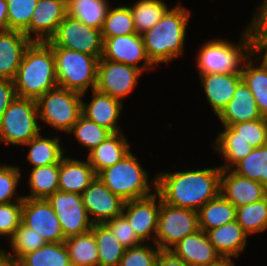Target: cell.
Wrapping results in <instances>:
<instances>
[{"mask_svg":"<svg viewBox=\"0 0 267 266\" xmlns=\"http://www.w3.org/2000/svg\"><path fill=\"white\" fill-rule=\"evenodd\" d=\"M199 230L197 211L171 206L161 199L155 244L170 250L187 235Z\"/></svg>","mask_w":267,"mask_h":266,"instance_id":"obj_9","label":"cell"},{"mask_svg":"<svg viewBox=\"0 0 267 266\" xmlns=\"http://www.w3.org/2000/svg\"><path fill=\"white\" fill-rule=\"evenodd\" d=\"M36 100L16 97L0 119V143L24 145L39 135Z\"/></svg>","mask_w":267,"mask_h":266,"instance_id":"obj_8","label":"cell"},{"mask_svg":"<svg viewBox=\"0 0 267 266\" xmlns=\"http://www.w3.org/2000/svg\"><path fill=\"white\" fill-rule=\"evenodd\" d=\"M262 1L247 27L252 35L255 62L260 60L267 65V0Z\"/></svg>","mask_w":267,"mask_h":266,"instance_id":"obj_41","label":"cell"},{"mask_svg":"<svg viewBox=\"0 0 267 266\" xmlns=\"http://www.w3.org/2000/svg\"><path fill=\"white\" fill-rule=\"evenodd\" d=\"M8 31L7 1L0 0V32Z\"/></svg>","mask_w":267,"mask_h":266,"instance_id":"obj_51","label":"cell"},{"mask_svg":"<svg viewBox=\"0 0 267 266\" xmlns=\"http://www.w3.org/2000/svg\"><path fill=\"white\" fill-rule=\"evenodd\" d=\"M236 220L248 235L267 230V196L258 202L237 207Z\"/></svg>","mask_w":267,"mask_h":266,"instance_id":"obj_38","label":"cell"},{"mask_svg":"<svg viewBox=\"0 0 267 266\" xmlns=\"http://www.w3.org/2000/svg\"><path fill=\"white\" fill-rule=\"evenodd\" d=\"M82 98L79 92L57 86L36 99L39 119L68 134L81 115Z\"/></svg>","mask_w":267,"mask_h":266,"instance_id":"obj_7","label":"cell"},{"mask_svg":"<svg viewBox=\"0 0 267 266\" xmlns=\"http://www.w3.org/2000/svg\"><path fill=\"white\" fill-rule=\"evenodd\" d=\"M156 248V249H155ZM160 248L154 243L126 248L118 266H156Z\"/></svg>","mask_w":267,"mask_h":266,"instance_id":"obj_45","label":"cell"},{"mask_svg":"<svg viewBox=\"0 0 267 266\" xmlns=\"http://www.w3.org/2000/svg\"><path fill=\"white\" fill-rule=\"evenodd\" d=\"M13 81L18 97L35 100L57 87L55 57L47 41L30 43Z\"/></svg>","mask_w":267,"mask_h":266,"instance_id":"obj_3","label":"cell"},{"mask_svg":"<svg viewBox=\"0 0 267 266\" xmlns=\"http://www.w3.org/2000/svg\"><path fill=\"white\" fill-rule=\"evenodd\" d=\"M197 214L199 229L207 232L236 220V207L219 194L204 204Z\"/></svg>","mask_w":267,"mask_h":266,"instance_id":"obj_28","label":"cell"},{"mask_svg":"<svg viewBox=\"0 0 267 266\" xmlns=\"http://www.w3.org/2000/svg\"><path fill=\"white\" fill-rule=\"evenodd\" d=\"M72 133L78 143L84 146L89 152L113 134L105 127L99 126L82 114L68 132L69 135H72Z\"/></svg>","mask_w":267,"mask_h":266,"instance_id":"obj_40","label":"cell"},{"mask_svg":"<svg viewBox=\"0 0 267 266\" xmlns=\"http://www.w3.org/2000/svg\"><path fill=\"white\" fill-rule=\"evenodd\" d=\"M0 266H15V260L2 249H0Z\"/></svg>","mask_w":267,"mask_h":266,"instance_id":"obj_52","label":"cell"},{"mask_svg":"<svg viewBox=\"0 0 267 266\" xmlns=\"http://www.w3.org/2000/svg\"><path fill=\"white\" fill-rule=\"evenodd\" d=\"M89 161L63 157L59 163V190L82 194L96 178Z\"/></svg>","mask_w":267,"mask_h":266,"instance_id":"obj_24","label":"cell"},{"mask_svg":"<svg viewBox=\"0 0 267 266\" xmlns=\"http://www.w3.org/2000/svg\"><path fill=\"white\" fill-rule=\"evenodd\" d=\"M47 200L59 218L65 239L91 231L94 223L88 215L80 194L57 190Z\"/></svg>","mask_w":267,"mask_h":266,"instance_id":"obj_11","label":"cell"},{"mask_svg":"<svg viewBox=\"0 0 267 266\" xmlns=\"http://www.w3.org/2000/svg\"><path fill=\"white\" fill-rule=\"evenodd\" d=\"M103 41V59L131 65L142 72L156 68L147 56L140 34L103 38ZM141 61H144L143 65H138Z\"/></svg>","mask_w":267,"mask_h":266,"instance_id":"obj_15","label":"cell"},{"mask_svg":"<svg viewBox=\"0 0 267 266\" xmlns=\"http://www.w3.org/2000/svg\"><path fill=\"white\" fill-rule=\"evenodd\" d=\"M22 266H71L65 243H46L39 249L23 255Z\"/></svg>","mask_w":267,"mask_h":266,"instance_id":"obj_35","label":"cell"},{"mask_svg":"<svg viewBox=\"0 0 267 266\" xmlns=\"http://www.w3.org/2000/svg\"><path fill=\"white\" fill-rule=\"evenodd\" d=\"M254 54L244 64L241 72L242 79L253 94L258 109L264 118H267V65L259 61L260 65L253 61Z\"/></svg>","mask_w":267,"mask_h":266,"instance_id":"obj_30","label":"cell"},{"mask_svg":"<svg viewBox=\"0 0 267 266\" xmlns=\"http://www.w3.org/2000/svg\"><path fill=\"white\" fill-rule=\"evenodd\" d=\"M142 71L131 65L99 59L95 89L122 101L137 86Z\"/></svg>","mask_w":267,"mask_h":266,"instance_id":"obj_12","label":"cell"},{"mask_svg":"<svg viewBox=\"0 0 267 266\" xmlns=\"http://www.w3.org/2000/svg\"><path fill=\"white\" fill-rule=\"evenodd\" d=\"M209 266H234V262L231 258H220L216 263L210 264Z\"/></svg>","mask_w":267,"mask_h":266,"instance_id":"obj_53","label":"cell"},{"mask_svg":"<svg viewBox=\"0 0 267 266\" xmlns=\"http://www.w3.org/2000/svg\"><path fill=\"white\" fill-rule=\"evenodd\" d=\"M8 30L23 32L29 38V24L38 0H6Z\"/></svg>","mask_w":267,"mask_h":266,"instance_id":"obj_43","label":"cell"},{"mask_svg":"<svg viewBox=\"0 0 267 266\" xmlns=\"http://www.w3.org/2000/svg\"><path fill=\"white\" fill-rule=\"evenodd\" d=\"M52 47H62L92 55L100 59L103 54V38L100 29L66 15L56 33L47 41Z\"/></svg>","mask_w":267,"mask_h":266,"instance_id":"obj_10","label":"cell"},{"mask_svg":"<svg viewBox=\"0 0 267 266\" xmlns=\"http://www.w3.org/2000/svg\"><path fill=\"white\" fill-rule=\"evenodd\" d=\"M23 201L0 204V236L10 239L21 224Z\"/></svg>","mask_w":267,"mask_h":266,"instance_id":"obj_47","label":"cell"},{"mask_svg":"<svg viewBox=\"0 0 267 266\" xmlns=\"http://www.w3.org/2000/svg\"><path fill=\"white\" fill-rule=\"evenodd\" d=\"M213 144V149L225 158L222 170H231L239 161L251 153L253 147L242 138H235V131L230 126H223Z\"/></svg>","mask_w":267,"mask_h":266,"instance_id":"obj_27","label":"cell"},{"mask_svg":"<svg viewBox=\"0 0 267 266\" xmlns=\"http://www.w3.org/2000/svg\"><path fill=\"white\" fill-rule=\"evenodd\" d=\"M129 8L135 31L140 35L158 23L169 9L163 0H138Z\"/></svg>","mask_w":267,"mask_h":266,"instance_id":"obj_36","label":"cell"},{"mask_svg":"<svg viewBox=\"0 0 267 266\" xmlns=\"http://www.w3.org/2000/svg\"><path fill=\"white\" fill-rule=\"evenodd\" d=\"M97 176L113 194L124 201L153 195L155 192L150 193L151 187L156 190V177L149 182L148 173L131 152L115 165L102 170Z\"/></svg>","mask_w":267,"mask_h":266,"instance_id":"obj_5","label":"cell"},{"mask_svg":"<svg viewBox=\"0 0 267 266\" xmlns=\"http://www.w3.org/2000/svg\"><path fill=\"white\" fill-rule=\"evenodd\" d=\"M156 266H189L171 250H160Z\"/></svg>","mask_w":267,"mask_h":266,"instance_id":"obj_50","label":"cell"},{"mask_svg":"<svg viewBox=\"0 0 267 266\" xmlns=\"http://www.w3.org/2000/svg\"><path fill=\"white\" fill-rule=\"evenodd\" d=\"M66 15L67 0H38L29 24V39L49 41Z\"/></svg>","mask_w":267,"mask_h":266,"instance_id":"obj_17","label":"cell"},{"mask_svg":"<svg viewBox=\"0 0 267 266\" xmlns=\"http://www.w3.org/2000/svg\"><path fill=\"white\" fill-rule=\"evenodd\" d=\"M129 152L128 140L123 132H118L88 152L87 160L98 175L102 170L118 163Z\"/></svg>","mask_w":267,"mask_h":266,"instance_id":"obj_26","label":"cell"},{"mask_svg":"<svg viewBox=\"0 0 267 266\" xmlns=\"http://www.w3.org/2000/svg\"><path fill=\"white\" fill-rule=\"evenodd\" d=\"M230 127L235 131V138H242L253 148L267 145V119L241 122Z\"/></svg>","mask_w":267,"mask_h":266,"instance_id":"obj_44","label":"cell"},{"mask_svg":"<svg viewBox=\"0 0 267 266\" xmlns=\"http://www.w3.org/2000/svg\"><path fill=\"white\" fill-rule=\"evenodd\" d=\"M15 266H22L18 261H15Z\"/></svg>","mask_w":267,"mask_h":266,"instance_id":"obj_54","label":"cell"},{"mask_svg":"<svg viewBox=\"0 0 267 266\" xmlns=\"http://www.w3.org/2000/svg\"><path fill=\"white\" fill-rule=\"evenodd\" d=\"M64 243L71 266H98L97 243L91 231L66 238Z\"/></svg>","mask_w":267,"mask_h":266,"instance_id":"obj_34","label":"cell"},{"mask_svg":"<svg viewBox=\"0 0 267 266\" xmlns=\"http://www.w3.org/2000/svg\"><path fill=\"white\" fill-rule=\"evenodd\" d=\"M206 234L209 242L222 258L240 256L247 245L248 234L238 224L237 220L208 230Z\"/></svg>","mask_w":267,"mask_h":266,"instance_id":"obj_25","label":"cell"},{"mask_svg":"<svg viewBox=\"0 0 267 266\" xmlns=\"http://www.w3.org/2000/svg\"><path fill=\"white\" fill-rule=\"evenodd\" d=\"M11 251L6 253L15 261H18L23 255L35 251L46 244V241L40 234L22 223L14 232L9 240Z\"/></svg>","mask_w":267,"mask_h":266,"instance_id":"obj_42","label":"cell"},{"mask_svg":"<svg viewBox=\"0 0 267 266\" xmlns=\"http://www.w3.org/2000/svg\"><path fill=\"white\" fill-rule=\"evenodd\" d=\"M217 117L223 126L267 119L261 115L256 100L244 81L237 86L232 99Z\"/></svg>","mask_w":267,"mask_h":266,"instance_id":"obj_23","label":"cell"},{"mask_svg":"<svg viewBox=\"0 0 267 266\" xmlns=\"http://www.w3.org/2000/svg\"><path fill=\"white\" fill-rule=\"evenodd\" d=\"M222 169L204 168L179 172H159L156 192L171 206L198 211L220 194Z\"/></svg>","mask_w":267,"mask_h":266,"instance_id":"obj_1","label":"cell"},{"mask_svg":"<svg viewBox=\"0 0 267 266\" xmlns=\"http://www.w3.org/2000/svg\"><path fill=\"white\" fill-rule=\"evenodd\" d=\"M35 136L23 146L29 147L26 159L31 163L32 168L48 166L60 163L64 157V149L60 143L59 137Z\"/></svg>","mask_w":267,"mask_h":266,"instance_id":"obj_29","label":"cell"},{"mask_svg":"<svg viewBox=\"0 0 267 266\" xmlns=\"http://www.w3.org/2000/svg\"><path fill=\"white\" fill-rule=\"evenodd\" d=\"M101 33L102 38H113L136 33L129 6L109 7Z\"/></svg>","mask_w":267,"mask_h":266,"instance_id":"obj_39","label":"cell"},{"mask_svg":"<svg viewBox=\"0 0 267 266\" xmlns=\"http://www.w3.org/2000/svg\"><path fill=\"white\" fill-rule=\"evenodd\" d=\"M232 170L241 176L261 183L267 189V145L253 148Z\"/></svg>","mask_w":267,"mask_h":266,"instance_id":"obj_37","label":"cell"},{"mask_svg":"<svg viewBox=\"0 0 267 266\" xmlns=\"http://www.w3.org/2000/svg\"><path fill=\"white\" fill-rule=\"evenodd\" d=\"M89 217L93 223H105L122 214L125 201L99 179L98 176L81 194Z\"/></svg>","mask_w":267,"mask_h":266,"instance_id":"obj_16","label":"cell"},{"mask_svg":"<svg viewBox=\"0 0 267 266\" xmlns=\"http://www.w3.org/2000/svg\"><path fill=\"white\" fill-rule=\"evenodd\" d=\"M160 207L161 197L156 191L146 198L125 201L122 214L143 243L150 239L155 243Z\"/></svg>","mask_w":267,"mask_h":266,"instance_id":"obj_14","label":"cell"},{"mask_svg":"<svg viewBox=\"0 0 267 266\" xmlns=\"http://www.w3.org/2000/svg\"><path fill=\"white\" fill-rule=\"evenodd\" d=\"M190 10L177 4L169 8L158 23L141 36L150 61L156 66L184 54Z\"/></svg>","mask_w":267,"mask_h":266,"instance_id":"obj_2","label":"cell"},{"mask_svg":"<svg viewBox=\"0 0 267 266\" xmlns=\"http://www.w3.org/2000/svg\"><path fill=\"white\" fill-rule=\"evenodd\" d=\"M31 42L20 31L0 32V79H15L24 52Z\"/></svg>","mask_w":267,"mask_h":266,"instance_id":"obj_22","label":"cell"},{"mask_svg":"<svg viewBox=\"0 0 267 266\" xmlns=\"http://www.w3.org/2000/svg\"><path fill=\"white\" fill-rule=\"evenodd\" d=\"M55 57L57 86L81 93L95 89L99 59L62 47H52Z\"/></svg>","mask_w":267,"mask_h":266,"instance_id":"obj_6","label":"cell"},{"mask_svg":"<svg viewBox=\"0 0 267 266\" xmlns=\"http://www.w3.org/2000/svg\"><path fill=\"white\" fill-rule=\"evenodd\" d=\"M109 7L108 0H67V15L101 30Z\"/></svg>","mask_w":267,"mask_h":266,"instance_id":"obj_32","label":"cell"},{"mask_svg":"<svg viewBox=\"0 0 267 266\" xmlns=\"http://www.w3.org/2000/svg\"><path fill=\"white\" fill-rule=\"evenodd\" d=\"M220 194L236 208L258 202L267 196V189L259 182L236 174L231 170H222Z\"/></svg>","mask_w":267,"mask_h":266,"instance_id":"obj_18","label":"cell"},{"mask_svg":"<svg viewBox=\"0 0 267 266\" xmlns=\"http://www.w3.org/2000/svg\"><path fill=\"white\" fill-rule=\"evenodd\" d=\"M199 75L209 73L241 74L244 64L253 53V40L249 28L241 35L237 45L227 40L212 39L197 52Z\"/></svg>","mask_w":267,"mask_h":266,"instance_id":"obj_4","label":"cell"},{"mask_svg":"<svg viewBox=\"0 0 267 266\" xmlns=\"http://www.w3.org/2000/svg\"><path fill=\"white\" fill-rule=\"evenodd\" d=\"M20 171L17 166L4 163L0 165V204L10 203L13 199L14 201H23V195L16 193L21 178Z\"/></svg>","mask_w":267,"mask_h":266,"instance_id":"obj_46","label":"cell"},{"mask_svg":"<svg viewBox=\"0 0 267 266\" xmlns=\"http://www.w3.org/2000/svg\"><path fill=\"white\" fill-rule=\"evenodd\" d=\"M91 232L97 243L98 266H118L126 248L105 223H94Z\"/></svg>","mask_w":267,"mask_h":266,"instance_id":"obj_31","label":"cell"},{"mask_svg":"<svg viewBox=\"0 0 267 266\" xmlns=\"http://www.w3.org/2000/svg\"><path fill=\"white\" fill-rule=\"evenodd\" d=\"M105 224L125 248L135 247L143 243L123 214L106 221Z\"/></svg>","mask_w":267,"mask_h":266,"instance_id":"obj_48","label":"cell"},{"mask_svg":"<svg viewBox=\"0 0 267 266\" xmlns=\"http://www.w3.org/2000/svg\"><path fill=\"white\" fill-rule=\"evenodd\" d=\"M199 77L207 102L216 116L227 106L237 86L243 81L241 74L209 73Z\"/></svg>","mask_w":267,"mask_h":266,"instance_id":"obj_21","label":"cell"},{"mask_svg":"<svg viewBox=\"0 0 267 266\" xmlns=\"http://www.w3.org/2000/svg\"><path fill=\"white\" fill-rule=\"evenodd\" d=\"M170 250L189 266H209L222 258L201 229L187 235Z\"/></svg>","mask_w":267,"mask_h":266,"instance_id":"obj_20","label":"cell"},{"mask_svg":"<svg viewBox=\"0 0 267 266\" xmlns=\"http://www.w3.org/2000/svg\"><path fill=\"white\" fill-rule=\"evenodd\" d=\"M16 97L14 81L0 79V119Z\"/></svg>","mask_w":267,"mask_h":266,"instance_id":"obj_49","label":"cell"},{"mask_svg":"<svg viewBox=\"0 0 267 266\" xmlns=\"http://www.w3.org/2000/svg\"><path fill=\"white\" fill-rule=\"evenodd\" d=\"M91 92L92 100L89 103L82 100L81 114L112 133L122 132L121 128H118V119L123 109V102L96 89Z\"/></svg>","mask_w":267,"mask_h":266,"instance_id":"obj_19","label":"cell"},{"mask_svg":"<svg viewBox=\"0 0 267 266\" xmlns=\"http://www.w3.org/2000/svg\"><path fill=\"white\" fill-rule=\"evenodd\" d=\"M21 223L40 234L46 243L65 242L59 218L47 199L23 198Z\"/></svg>","mask_w":267,"mask_h":266,"instance_id":"obj_13","label":"cell"},{"mask_svg":"<svg viewBox=\"0 0 267 266\" xmlns=\"http://www.w3.org/2000/svg\"><path fill=\"white\" fill-rule=\"evenodd\" d=\"M29 174L30 194L23 198L47 199L59 190V163L32 168Z\"/></svg>","mask_w":267,"mask_h":266,"instance_id":"obj_33","label":"cell"}]
</instances>
